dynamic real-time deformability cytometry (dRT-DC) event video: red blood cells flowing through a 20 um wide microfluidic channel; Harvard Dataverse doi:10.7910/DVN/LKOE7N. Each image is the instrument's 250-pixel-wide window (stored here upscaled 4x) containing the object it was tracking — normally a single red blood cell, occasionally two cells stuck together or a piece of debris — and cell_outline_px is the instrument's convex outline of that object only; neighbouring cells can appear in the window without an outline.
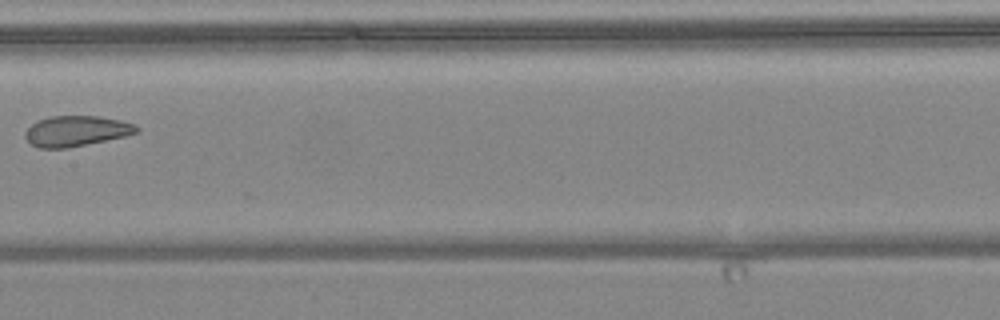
{"species": "common noctule bat (a hibernating species)", "species_latin": "Nyctalus noctula", "temperature_condition": "warm", "stored_images_in_passage": 6, "camera_frame_rate_fps": 3000, "um_per_image_px": 0.085, "animal": {"sex": "female", "body_mass_g": 24.6, "forearm_length_mm": 56.2}, "frame": {"image": 1, "passage_image": 5, "time_ms": 4.667, "image_size_px": [1000, 320], "cell_outline_px": [[140, 132], [124, 136], [68, 148], [40, 148], [32, 144], [24, 136], [24, 132], [32, 124], [40, 120], [52, 116], [96, 116], [120, 120], [136, 124], [140, 128]], "centroid_in_image_um": [6.51, 11.13], "position_along_channel_um": 200.9, "area_um2": 19.65}}
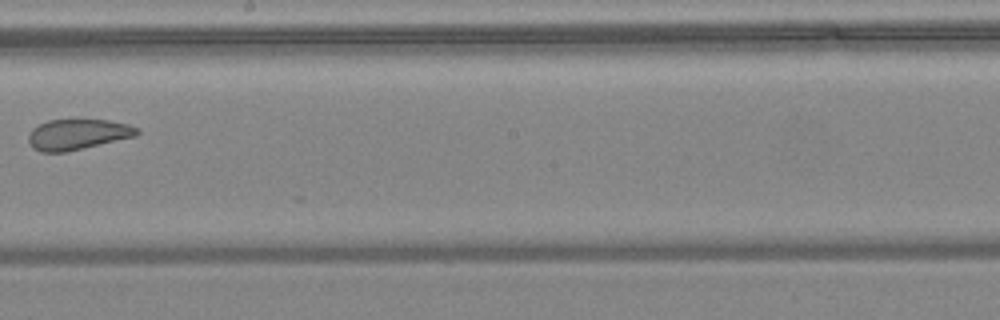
{"frame": {"image": 2, "passage_image": 6, "time_ms": 5.667, "image_size_px": [1000, 320], "cell_outline_px": [[140, 132], [136, 136], [64, 152], [40, 152], [32, 148], [28, 140], [28, 136], [32, 128], [48, 120], [108, 120], [128, 124], [140, 128]], "centroid_in_image_um": [6.6, 11.42], "position_along_channel_um": 241.6, "area_um2": 19.25}}